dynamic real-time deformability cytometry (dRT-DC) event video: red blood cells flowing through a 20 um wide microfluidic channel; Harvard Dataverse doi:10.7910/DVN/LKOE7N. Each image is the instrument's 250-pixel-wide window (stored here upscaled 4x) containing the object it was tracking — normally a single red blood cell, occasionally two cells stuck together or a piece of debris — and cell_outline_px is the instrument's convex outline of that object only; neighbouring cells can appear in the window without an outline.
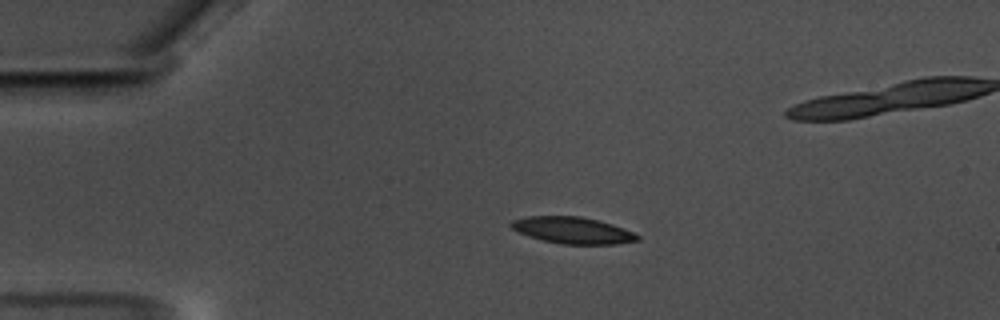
{"species": "common noctule bat (a hibernating species)", "species_latin": "Nyctalus noctula", "temperature_condition": "warm", "stored_images_in_passage": 47, "camera_frame_rate_fps": 3000, "um_per_image_px": 0.085, "animal": {"sex": "male", "body_mass_g": 17.5, "forearm_length_mm": 52.3}, "frame": {"image": 1, "passage_image": 1, "time_ms": 0.0, "image_size_px": [1000, 320], "cell_outline_px": [[640, 240], [616, 244], [564, 244], [544, 240], [520, 232], [512, 228], [508, 224], [512, 220], [528, 216], [580, 216], [600, 220], [612, 224], [632, 232], [640, 236]], "centroid_in_image_um": [48.7, 19.56], "position_along_channel_um": 36.3, "area_um2": 19.36}}
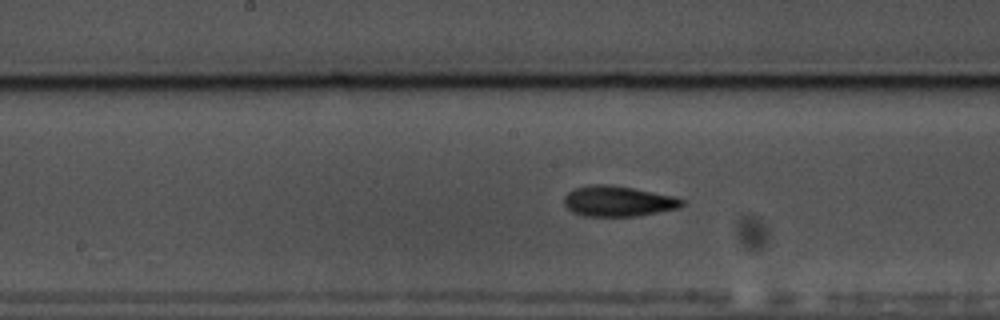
{"frame": {"image": 2, "passage_image": 18, "time_ms": 5.667, "image_size_px": [1000, 320], "cell_outline_px": [[684, 204], [680, 208], [636, 216], [584, 216], [572, 212], [564, 204], [564, 196], [568, 192], [576, 188], [592, 184], [612, 184], [676, 196], [684, 200]], "centroid_in_image_um": [52.55, 17.09], "position_along_channel_um": 195.6, "area_um2": 21.1}}
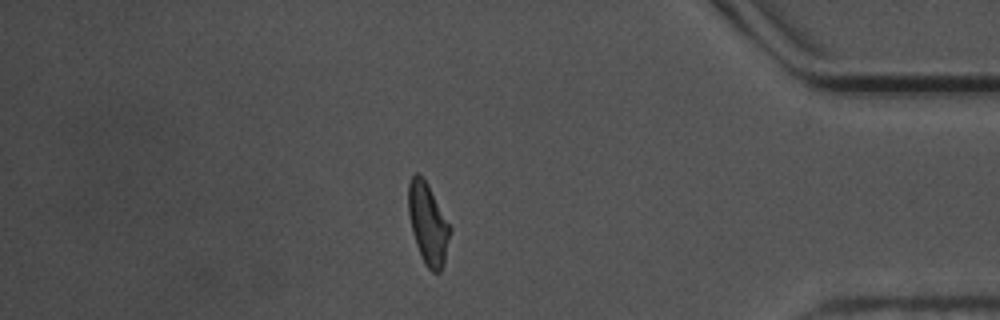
{"frame": {"image": 3, "passage_image": 38, "time_ms": 12.333, "image_size_px": [1000, 320], "cell_outline_px": [[452, 228], [444, 264], [440, 272], [432, 272], [428, 268], [416, 244], [412, 232], [408, 212], [408, 184], [412, 176], [416, 172], [428, 184]], "centroid_in_image_um": [36.39, 19.01], "position_along_channel_um": 398.8, "area_um2": 19.59}, "authors_computed_cell_mechanics": {"area_um2": 19.9988, "velocity_mm_per_s": 3.5382, "shape_relaxation_time_tau1_ms": 6.6805, "shape_relaxation_time_tau2_ms": 3.9357, "deformation_change_tau1": 0.1563, "deformation_change_tau2": 0.1301}}